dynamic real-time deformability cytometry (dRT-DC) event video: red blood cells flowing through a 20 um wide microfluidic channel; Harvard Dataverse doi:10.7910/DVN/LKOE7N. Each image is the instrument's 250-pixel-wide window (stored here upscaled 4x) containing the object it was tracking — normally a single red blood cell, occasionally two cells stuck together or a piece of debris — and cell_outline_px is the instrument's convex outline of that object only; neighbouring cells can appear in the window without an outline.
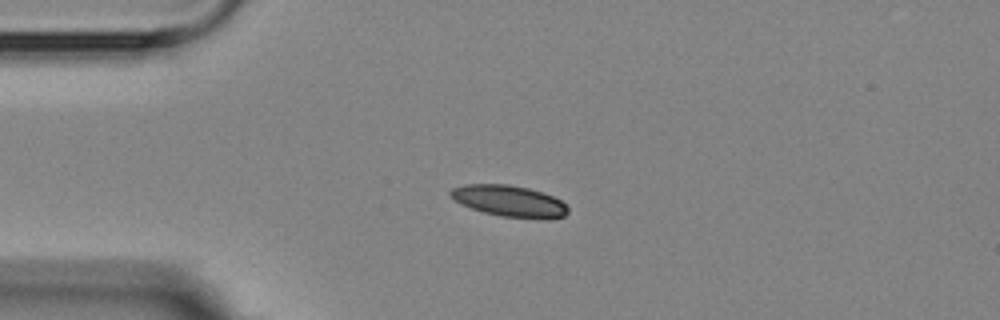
{"species": "Egyptian fruit bat (a non-hibernating species)", "species_latin": "Rousettus aegyptiacus", "temperature_condition": "room temperature", "stored_images_in_passage": 3, "camera_frame_rate_fps": 3000, "um_per_image_px": 0.085, "animal": {"sex": "female"}, "frame": {"image": 1, "passage_image": 1, "time_ms": 0.0, "image_size_px": [1000, 320], "cell_outline_px": [[568, 212], [564, 216], [548, 220], [500, 216], [484, 212], [460, 204], [448, 192], [452, 188], [464, 184], [508, 184], [528, 188], [552, 196], [560, 200], [568, 208]], "centroid_in_image_um": [43.3, 17.1], "position_along_channel_um": 41.7, "area_um2": 21.44}}
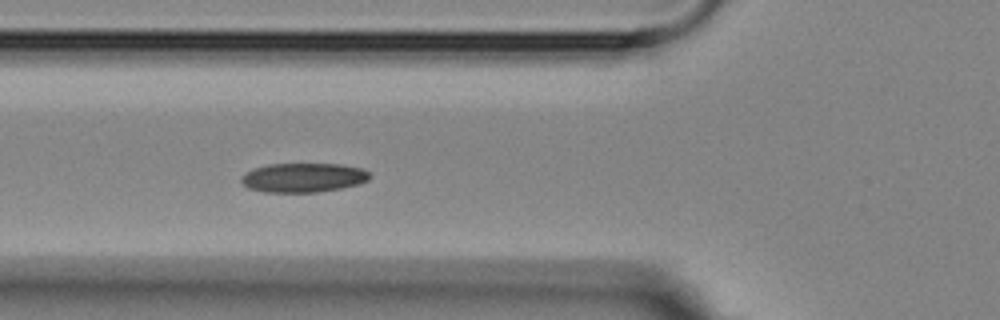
{"frame": {"image": 2, "passage_image": 3, "time_ms": 2.667, "image_size_px": [1000, 320], "cell_outline_px": [[372, 176], [368, 180], [356, 184], [340, 188], [316, 192], [264, 192], [248, 188], [240, 180], [240, 176], [244, 172], [252, 168], [268, 164], [340, 164], [364, 168]], "centroid_in_image_um": [25.74, 15.08], "position_along_channel_um": 100.1, "area_um2": 22.02}}